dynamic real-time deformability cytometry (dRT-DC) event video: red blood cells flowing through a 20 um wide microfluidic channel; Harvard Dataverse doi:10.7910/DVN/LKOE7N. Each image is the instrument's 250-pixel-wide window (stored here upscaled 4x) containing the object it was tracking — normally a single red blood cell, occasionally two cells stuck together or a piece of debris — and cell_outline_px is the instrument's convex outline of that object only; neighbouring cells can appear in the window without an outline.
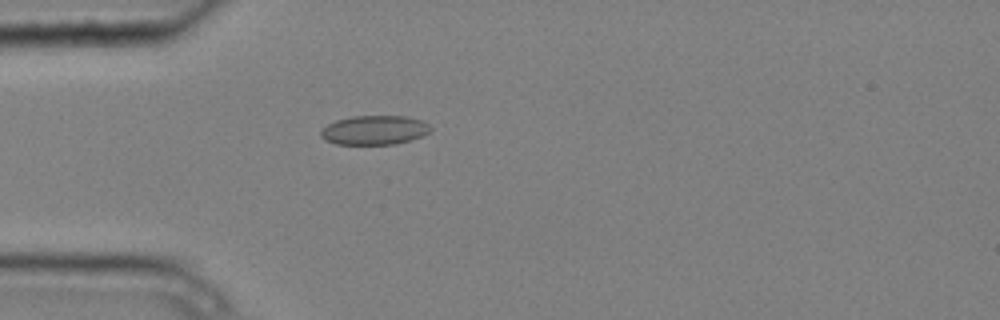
{"species": "common noctule bat (a hibernating species)", "species_latin": "Nyctalus noctula", "temperature_condition": "cold", "stored_images_in_passage": 4, "camera_frame_rate_fps": 3000, "um_per_image_px": 0.085, "animal": {"sex": "male", "body_mass_g": 20.4}, "frame": {"image": 1, "passage_image": 4, "time_ms": 1.0, "image_size_px": [1000, 320], "cell_outline_px": [[432, 128], [428, 132], [420, 136], [396, 144], [336, 144], [324, 140], [320, 136], [320, 132], [328, 124], [336, 120], [352, 116], [404, 116], [424, 120]], "centroid_in_image_um": [31.81, 11.05], "position_along_channel_um": 53.2, "area_um2": 18.61}}